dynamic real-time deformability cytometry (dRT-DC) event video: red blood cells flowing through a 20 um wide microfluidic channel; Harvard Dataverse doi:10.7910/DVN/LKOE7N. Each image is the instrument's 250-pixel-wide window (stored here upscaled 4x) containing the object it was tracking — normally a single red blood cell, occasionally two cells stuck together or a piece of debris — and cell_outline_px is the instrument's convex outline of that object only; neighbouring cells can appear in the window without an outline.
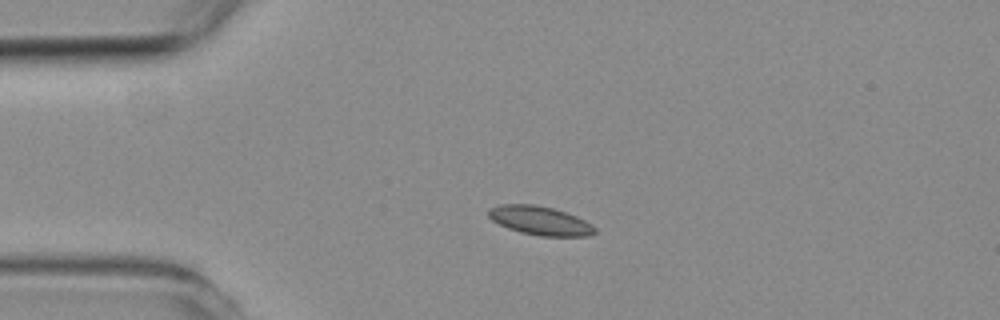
{"species": "common noctule bat (a hibernating species)", "species_latin": "Nyctalus noctula", "temperature_condition": "room temperature", "stored_images_in_passage": 5, "camera_frame_rate_fps": 3000, "um_per_image_px": 0.085, "animal": {"sex": "female", "body_mass_g": 19.3, "forearm_length_mm": 54.1}, "frame": {"image": 1, "passage_image": 4, "time_ms": 3.667, "image_size_px": [1000, 320], "cell_outline_px": [[596, 232], [588, 236], [540, 236], [520, 232], [508, 228], [492, 220], [488, 216], [488, 208], [500, 204], [536, 204], [552, 208], [576, 216], [592, 224], [596, 228]], "centroid_in_image_um": [45.89, 18.75], "position_along_channel_um": 39.1, "area_um2": 17.86}}